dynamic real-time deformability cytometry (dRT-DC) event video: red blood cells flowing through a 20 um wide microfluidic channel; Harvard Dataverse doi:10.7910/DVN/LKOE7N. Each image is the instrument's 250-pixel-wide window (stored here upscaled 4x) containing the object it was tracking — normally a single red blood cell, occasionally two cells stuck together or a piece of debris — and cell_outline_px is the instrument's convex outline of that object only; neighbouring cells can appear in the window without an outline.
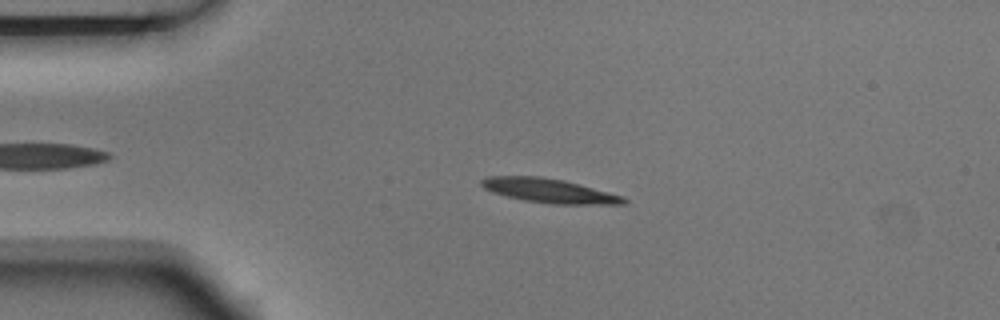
{"species": "Egyptian fruit bat (a non-hibernating species)", "species_latin": "Rousettus aegyptiacus", "temperature_condition": "room temperature", "stored_images_in_passage": 6, "camera_frame_rate_fps": 3000, "um_per_image_px": 0.085, "animal": {"sex": "male"}, "frame": {"image": 1, "passage_image": 4, "time_ms": 1.0, "image_size_px": [1000, 320], "cell_outline_px": [[628, 200], [624, 204], [552, 204], [524, 200], [492, 192], [484, 188], [480, 184], [480, 180], [488, 176], [540, 176], [564, 180], [580, 184], [624, 196]], "centroid_in_image_um": [46.69, 16.2], "position_along_channel_um": 38.3, "area_um2": 20.06}}
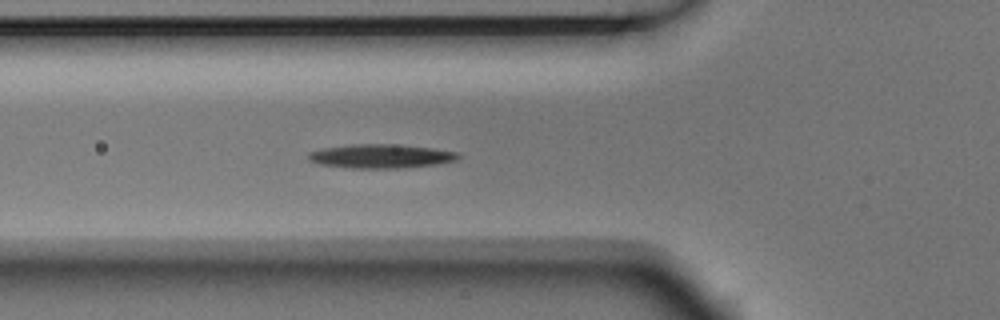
{"frame": {"image": 2, "passage_image": 6, "time_ms": 1.667, "image_size_px": [1000, 320], "cell_outline_px": [[460, 156], [456, 160], [436, 164], [400, 168], [348, 168], [320, 164], [308, 160], [308, 152], [324, 148], [352, 144], [392, 144], [432, 148], [460, 152]], "centroid_in_image_um": [32.37, 13.27], "position_along_channel_um": 93.4, "area_um2": 20.87}}